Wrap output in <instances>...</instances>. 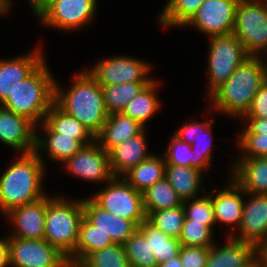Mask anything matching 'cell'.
I'll list each match as a JSON object with an SVG mask.
<instances>
[{"label":"cell","mask_w":267,"mask_h":267,"mask_svg":"<svg viewBox=\"0 0 267 267\" xmlns=\"http://www.w3.org/2000/svg\"><path fill=\"white\" fill-rule=\"evenodd\" d=\"M262 58L265 57H248L209 96L210 112L217 111L235 119L247 113L260 86L267 80V61Z\"/></svg>","instance_id":"6da1fadb"},{"label":"cell","mask_w":267,"mask_h":267,"mask_svg":"<svg viewBox=\"0 0 267 267\" xmlns=\"http://www.w3.org/2000/svg\"><path fill=\"white\" fill-rule=\"evenodd\" d=\"M36 152L20 154L0 176V211L11 210L44 196L45 165Z\"/></svg>","instance_id":"7a4b0ae2"},{"label":"cell","mask_w":267,"mask_h":267,"mask_svg":"<svg viewBox=\"0 0 267 267\" xmlns=\"http://www.w3.org/2000/svg\"><path fill=\"white\" fill-rule=\"evenodd\" d=\"M73 80L70 89L65 92L55 81V103L96 136L109 116L102 88L86 68L77 73Z\"/></svg>","instance_id":"3957f363"},{"label":"cell","mask_w":267,"mask_h":267,"mask_svg":"<svg viewBox=\"0 0 267 267\" xmlns=\"http://www.w3.org/2000/svg\"><path fill=\"white\" fill-rule=\"evenodd\" d=\"M45 60L11 92L2 107L32 121L37 127L55 103V77Z\"/></svg>","instance_id":"277c9868"},{"label":"cell","mask_w":267,"mask_h":267,"mask_svg":"<svg viewBox=\"0 0 267 267\" xmlns=\"http://www.w3.org/2000/svg\"><path fill=\"white\" fill-rule=\"evenodd\" d=\"M84 217L83 199L54 196L47 202L44 239L75 263V246Z\"/></svg>","instance_id":"5b68a950"},{"label":"cell","mask_w":267,"mask_h":267,"mask_svg":"<svg viewBox=\"0 0 267 267\" xmlns=\"http://www.w3.org/2000/svg\"><path fill=\"white\" fill-rule=\"evenodd\" d=\"M233 34L252 57L267 56V3L265 0H239ZM264 52V53H263Z\"/></svg>","instance_id":"8992f818"},{"label":"cell","mask_w":267,"mask_h":267,"mask_svg":"<svg viewBox=\"0 0 267 267\" xmlns=\"http://www.w3.org/2000/svg\"><path fill=\"white\" fill-rule=\"evenodd\" d=\"M208 55V96L225 83L250 57L234 34L211 36Z\"/></svg>","instance_id":"52a82bcc"},{"label":"cell","mask_w":267,"mask_h":267,"mask_svg":"<svg viewBox=\"0 0 267 267\" xmlns=\"http://www.w3.org/2000/svg\"><path fill=\"white\" fill-rule=\"evenodd\" d=\"M90 198L102 209L119 218L131 220L137 227L147 219L142 193L123 177H114Z\"/></svg>","instance_id":"ba28073f"},{"label":"cell","mask_w":267,"mask_h":267,"mask_svg":"<svg viewBox=\"0 0 267 267\" xmlns=\"http://www.w3.org/2000/svg\"><path fill=\"white\" fill-rule=\"evenodd\" d=\"M152 65L144 60L129 56H112L99 60L86 71L103 87L130 82H151Z\"/></svg>","instance_id":"9c48e42d"},{"label":"cell","mask_w":267,"mask_h":267,"mask_svg":"<svg viewBox=\"0 0 267 267\" xmlns=\"http://www.w3.org/2000/svg\"><path fill=\"white\" fill-rule=\"evenodd\" d=\"M9 267H64L69 261L45 239L8 237Z\"/></svg>","instance_id":"30bf717a"},{"label":"cell","mask_w":267,"mask_h":267,"mask_svg":"<svg viewBox=\"0 0 267 267\" xmlns=\"http://www.w3.org/2000/svg\"><path fill=\"white\" fill-rule=\"evenodd\" d=\"M63 166L69 174L94 183H107L115 177L111 170L109 153L96 141L83 146L71 158L67 159Z\"/></svg>","instance_id":"8fae6325"},{"label":"cell","mask_w":267,"mask_h":267,"mask_svg":"<svg viewBox=\"0 0 267 267\" xmlns=\"http://www.w3.org/2000/svg\"><path fill=\"white\" fill-rule=\"evenodd\" d=\"M96 12L97 0H57L39 20L46 27L73 31L92 23Z\"/></svg>","instance_id":"7c38bea8"},{"label":"cell","mask_w":267,"mask_h":267,"mask_svg":"<svg viewBox=\"0 0 267 267\" xmlns=\"http://www.w3.org/2000/svg\"><path fill=\"white\" fill-rule=\"evenodd\" d=\"M239 0H205L185 25H192L206 36L233 34Z\"/></svg>","instance_id":"4fadbf2b"},{"label":"cell","mask_w":267,"mask_h":267,"mask_svg":"<svg viewBox=\"0 0 267 267\" xmlns=\"http://www.w3.org/2000/svg\"><path fill=\"white\" fill-rule=\"evenodd\" d=\"M246 195L250 199L244 202L240 227L236 234L232 230L228 236L256 246L267 238V195L250 193Z\"/></svg>","instance_id":"5bb4252c"},{"label":"cell","mask_w":267,"mask_h":267,"mask_svg":"<svg viewBox=\"0 0 267 267\" xmlns=\"http://www.w3.org/2000/svg\"><path fill=\"white\" fill-rule=\"evenodd\" d=\"M52 196H44L34 202L11 210L5 216L14 229L7 237L21 239H44L46 207Z\"/></svg>","instance_id":"9a60e30c"},{"label":"cell","mask_w":267,"mask_h":267,"mask_svg":"<svg viewBox=\"0 0 267 267\" xmlns=\"http://www.w3.org/2000/svg\"><path fill=\"white\" fill-rule=\"evenodd\" d=\"M36 125L0 106V141L19 154L35 152Z\"/></svg>","instance_id":"2e32d148"},{"label":"cell","mask_w":267,"mask_h":267,"mask_svg":"<svg viewBox=\"0 0 267 267\" xmlns=\"http://www.w3.org/2000/svg\"><path fill=\"white\" fill-rule=\"evenodd\" d=\"M43 54L41 47H36L27 55L0 59V105L8 99L19 82L27 78L45 60Z\"/></svg>","instance_id":"e0dca14e"},{"label":"cell","mask_w":267,"mask_h":267,"mask_svg":"<svg viewBox=\"0 0 267 267\" xmlns=\"http://www.w3.org/2000/svg\"><path fill=\"white\" fill-rule=\"evenodd\" d=\"M211 120L204 122L192 121L182 124V127L174 133L179 140L187 142L191 145L194 155V168L199 169L203 173L209 171L212 159V123ZM208 136V137H207Z\"/></svg>","instance_id":"ac0fdd59"},{"label":"cell","mask_w":267,"mask_h":267,"mask_svg":"<svg viewBox=\"0 0 267 267\" xmlns=\"http://www.w3.org/2000/svg\"><path fill=\"white\" fill-rule=\"evenodd\" d=\"M230 182L224 188H220L214 195L211 191L212 205L214 208L215 221L223 223L227 227L238 229L240 227L244 196L246 192L229 176Z\"/></svg>","instance_id":"d6986e66"},{"label":"cell","mask_w":267,"mask_h":267,"mask_svg":"<svg viewBox=\"0 0 267 267\" xmlns=\"http://www.w3.org/2000/svg\"><path fill=\"white\" fill-rule=\"evenodd\" d=\"M84 217L109 235L114 243L124 244L137 230V226L129 219L119 218L99 207L91 198L83 199Z\"/></svg>","instance_id":"ffe728a7"},{"label":"cell","mask_w":267,"mask_h":267,"mask_svg":"<svg viewBox=\"0 0 267 267\" xmlns=\"http://www.w3.org/2000/svg\"><path fill=\"white\" fill-rule=\"evenodd\" d=\"M233 161L231 178L246 193L267 195V157L236 158Z\"/></svg>","instance_id":"44dd1931"},{"label":"cell","mask_w":267,"mask_h":267,"mask_svg":"<svg viewBox=\"0 0 267 267\" xmlns=\"http://www.w3.org/2000/svg\"><path fill=\"white\" fill-rule=\"evenodd\" d=\"M226 244L214 243L205 267H248L255 260V245L226 236ZM217 244V245H216Z\"/></svg>","instance_id":"7402d4cb"},{"label":"cell","mask_w":267,"mask_h":267,"mask_svg":"<svg viewBox=\"0 0 267 267\" xmlns=\"http://www.w3.org/2000/svg\"><path fill=\"white\" fill-rule=\"evenodd\" d=\"M145 129L135 137L115 146L110 152V165L115 177H122L131 168L149 158Z\"/></svg>","instance_id":"603a6c76"},{"label":"cell","mask_w":267,"mask_h":267,"mask_svg":"<svg viewBox=\"0 0 267 267\" xmlns=\"http://www.w3.org/2000/svg\"><path fill=\"white\" fill-rule=\"evenodd\" d=\"M145 129L138 121L121 113L110 114L95 141L109 153L115 146L135 137Z\"/></svg>","instance_id":"cb8c5ba5"},{"label":"cell","mask_w":267,"mask_h":267,"mask_svg":"<svg viewBox=\"0 0 267 267\" xmlns=\"http://www.w3.org/2000/svg\"><path fill=\"white\" fill-rule=\"evenodd\" d=\"M39 125V128L45 134L42 137L36 131L35 152L40 158L41 152L43 154V152L46 153L47 151V155L51 160L64 163L83 147L73 136H61V134L53 132L44 122Z\"/></svg>","instance_id":"d4e9b609"},{"label":"cell","mask_w":267,"mask_h":267,"mask_svg":"<svg viewBox=\"0 0 267 267\" xmlns=\"http://www.w3.org/2000/svg\"><path fill=\"white\" fill-rule=\"evenodd\" d=\"M43 122L55 133L61 136H73L83 146L92 144L95 136L79 120L64 112L54 103L46 113Z\"/></svg>","instance_id":"484cf974"},{"label":"cell","mask_w":267,"mask_h":267,"mask_svg":"<svg viewBox=\"0 0 267 267\" xmlns=\"http://www.w3.org/2000/svg\"><path fill=\"white\" fill-rule=\"evenodd\" d=\"M203 172L191 166L166 165L165 178L169 181L181 200L196 198L202 187Z\"/></svg>","instance_id":"4316f807"},{"label":"cell","mask_w":267,"mask_h":267,"mask_svg":"<svg viewBox=\"0 0 267 267\" xmlns=\"http://www.w3.org/2000/svg\"><path fill=\"white\" fill-rule=\"evenodd\" d=\"M166 162L164 156L152 154L137 166L131 168L123 178L137 191L143 193L155 182L165 177Z\"/></svg>","instance_id":"83f0119b"},{"label":"cell","mask_w":267,"mask_h":267,"mask_svg":"<svg viewBox=\"0 0 267 267\" xmlns=\"http://www.w3.org/2000/svg\"><path fill=\"white\" fill-rule=\"evenodd\" d=\"M159 83L154 79L146 85L135 98L127 103L122 113L145 127L147 121L161 108V100L157 97L156 92Z\"/></svg>","instance_id":"f1b7e54d"},{"label":"cell","mask_w":267,"mask_h":267,"mask_svg":"<svg viewBox=\"0 0 267 267\" xmlns=\"http://www.w3.org/2000/svg\"><path fill=\"white\" fill-rule=\"evenodd\" d=\"M137 229L149 241V246L153 251L157 264L179 255L182 245L178 238L165 234L147 219Z\"/></svg>","instance_id":"f546056e"},{"label":"cell","mask_w":267,"mask_h":267,"mask_svg":"<svg viewBox=\"0 0 267 267\" xmlns=\"http://www.w3.org/2000/svg\"><path fill=\"white\" fill-rule=\"evenodd\" d=\"M114 242L90 223L85 217L79 226L78 239L75 246V264H80L90 253L113 245Z\"/></svg>","instance_id":"4dcf8cb0"},{"label":"cell","mask_w":267,"mask_h":267,"mask_svg":"<svg viewBox=\"0 0 267 267\" xmlns=\"http://www.w3.org/2000/svg\"><path fill=\"white\" fill-rule=\"evenodd\" d=\"M143 205L146 215L161 209L183 206V200L178 196L169 181L164 177L155 182L143 193Z\"/></svg>","instance_id":"1f68e13d"},{"label":"cell","mask_w":267,"mask_h":267,"mask_svg":"<svg viewBox=\"0 0 267 267\" xmlns=\"http://www.w3.org/2000/svg\"><path fill=\"white\" fill-rule=\"evenodd\" d=\"M150 82H130L103 86V96L107 113H121L127 103Z\"/></svg>","instance_id":"d6a6232c"},{"label":"cell","mask_w":267,"mask_h":267,"mask_svg":"<svg viewBox=\"0 0 267 267\" xmlns=\"http://www.w3.org/2000/svg\"><path fill=\"white\" fill-rule=\"evenodd\" d=\"M205 0H169L159 15L163 27L185 26Z\"/></svg>","instance_id":"836d02e7"},{"label":"cell","mask_w":267,"mask_h":267,"mask_svg":"<svg viewBox=\"0 0 267 267\" xmlns=\"http://www.w3.org/2000/svg\"><path fill=\"white\" fill-rule=\"evenodd\" d=\"M130 267H157L149 241L137 229L123 244Z\"/></svg>","instance_id":"e575fe53"},{"label":"cell","mask_w":267,"mask_h":267,"mask_svg":"<svg viewBox=\"0 0 267 267\" xmlns=\"http://www.w3.org/2000/svg\"><path fill=\"white\" fill-rule=\"evenodd\" d=\"M80 267H130L123 244L114 243L111 246L90 253L80 264Z\"/></svg>","instance_id":"d590c367"},{"label":"cell","mask_w":267,"mask_h":267,"mask_svg":"<svg viewBox=\"0 0 267 267\" xmlns=\"http://www.w3.org/2000/svg\"><path fill=\"white\" fill-rule=\"evenodd\" d=\"M147 220L165 234L179 238L185 220L183 206L151 212Z\"/></svg>","instance_id":"8d00e7d4"},{"label":"cell","mask_w":267,"mask_h":267,"mask_svg":"<svg viewBox=\"0 0 267 267\" xmlns=\"http://www.w3.org/2000/svg\"><path fill=\"white\" fill-rule=\"evenodd\" d=\"M183 210L185 219L202 223L213 231L216 221L214 208L212 205L211 192L209 194L205 193L204 196L199 198L196 197L189 200H184Z\"/></svg>","instance_id":"74e56055"},{"label":"cell","mask_w":267,"mask_h":267,"mask_svg":"<svg viewBox=\"0 0 267 267\" xmlns=\"http://www.w3.org/2000/svg\"><path fill=\"white\" fill-rule=\"evenodd\" d=\"M182 246L211 247L213 242V231L202 223L193 220H184L182 233L178 238Z\"/></svg>","instance_id":"f35d334b"},{"label":"cell","mask_w":267,"mask_h":267,"mask_svg":"<svg viewBox=\"0 0 267 267\" xmlns=\"http://www.w3.org/2000/svg\"><path fill=\"white\" fill-rule=\"evenodd\" d=\"M237 141L242 151L238 158L267 157V133H240Z\"/></svg>","instance_id":"ab89813d"},{"label":"cell","mask_w":267,"mask_h":267,"mask_svg":"<svg viewBox=\"0 0 267 267\" xmlns=\"http://www.w3.org/2000/svg\"><path fill=\"white\" fill-rule=\"evenodd\" d=\"M168 150L164 153L166 165L194 167V155L191 145L173 136Z\"/></svg>","instance_id":"60d3db41"},{"label":"cell","mask_w":267,"mask_h":267,"mask_svg":"<svg viewBox=\"0 0 267 267\" xmlns=\"http://www.w3.org/2000/svg\"><path fill=\"white\" fill-rule=\"evenodd\" d=\"M210 247L182 246L179 252L182 267H205Z\"/></svg>","instance_id":"b9f144b4"},{"label":"cell","mask_w":267,"mask_h":267,"mask_svg":"<svg viewBox=\"0 0 267 267\" xmlns=\"http://www.w3.org/2000/svg\"><path fill=\"white\" fill-rule=\"evenodd\" d=\"M242 118L267 119V80L260 86L249 110Z\"/></svg>","instance_id":"7bdbcfd3"},{"label":"cell","mask_w":267,"mask_h":267,"mask_svg":"<svg viewBox=\"0 0 267 267\" xmlns=\"http://www.w3.org/2000/svg\"><path fill=\"white\" fill-rule=\"evenodd\" d=\"M245 119V127L241 133H267V119L264 118H239Z\"/></svg>","instance_id":"ee69618b"},{"label":"cell","mask_w":267,"mask_h":267,"mask_svg":"<svg viewBox=\"0 0 267 267\" xmlns=\"http://www.w3.org/2000/svg\"><path fill=\"white\" fill-rule=\"evenodd\" d=\"M57 0H30L33 14L38 19L56 2Z\"/></svg>","instance_id":"f6af8a7d"},{"label":"cell","mask_w":267,"mask_h":267,"mask_svg":"<svg viewBox=\"0 0 267 267\" xmlns=\"http://www.w3.org/2000/svg\"><path fill=\"white\" fill-rule=\"evenodd\" d=\"M255 258L259 267H267V238L255 246Z\"/></svg>","instance_id":"bcb514c9"},{"label":"cell","mask_w":267,"mask_h":267,"mask_svg":"<svg viewBox=\"0 0 267 267\" xmlns=\"http://www.w3.org/2000/svg\"><path fill=\"white\" fill-rule=\"evenodd\" d=\"M9 266V244L8 237L0 239V267Z\"/></svg>","instance_id":"7dc6e473"},{"label":"cell","mask_w":267,"mask_h":267,"mask_svg":"<svg viewBox=\"0 0 267 267\" xmlns=\"http://www.w3.org/2000/svg\"><path fill=\"white\" fill-rule=\"evenodd\" d=\"M157 267H182L180 261V255H177L167 261L157 264Z\"/></svg>","instance_id":"c3c4849f"},{"label":"cell","mask_w":267,"mask_h":267,"mask_svg":"<svg viewBox=\"0 0 267 267\" xmlns=\"http://www.w3.org/2000/svg\"><path fill=\"white\" fill-rule=\"evenodd\" d=\"M2 4L9 10L12 6V0H1Z\"/></svg>","instance_id":"681fc988"},{"label":"cell","mask_w":267,"mask_h":267,"mask_svg":"<svg viewBox=\"0 0 267 267\" xmlns=\"http://www.w3.org/2000/svg\"><path fill=\"white\" fill-rule=\"evenodd\" d=\"M9 10L2 4V1L0 0V15L7 13Z\"/></svg>","instance_id":"f907efd6"},{"label":"cell","mask_w":267,"mask_h":267,"mask_svg":"<svg viewBox=\"0 0 267 267\" xmlns=\"http://www.w3.org/2000/svg\"><path fill=\"white\" fill-rule=\"evenodd\" d=\"M64 267H80L78 264H75L73 262H68Z\"/></svg>","instance_id":"816d5d0a"},{"label":"cell","mask_w":267,"mask_h":267,"mask_svg":"<svg viewBox=\"0 0 267 267\" xmlns=\"http://www.w3.org/2000/svg\"><path fill=\"white\" fill-rule=\"evenodd\" d=\"M248 267H259L257 261L255 260L250 266Z\"/></svg>","instance_id":"f5cc1de1"}]
</instances>
